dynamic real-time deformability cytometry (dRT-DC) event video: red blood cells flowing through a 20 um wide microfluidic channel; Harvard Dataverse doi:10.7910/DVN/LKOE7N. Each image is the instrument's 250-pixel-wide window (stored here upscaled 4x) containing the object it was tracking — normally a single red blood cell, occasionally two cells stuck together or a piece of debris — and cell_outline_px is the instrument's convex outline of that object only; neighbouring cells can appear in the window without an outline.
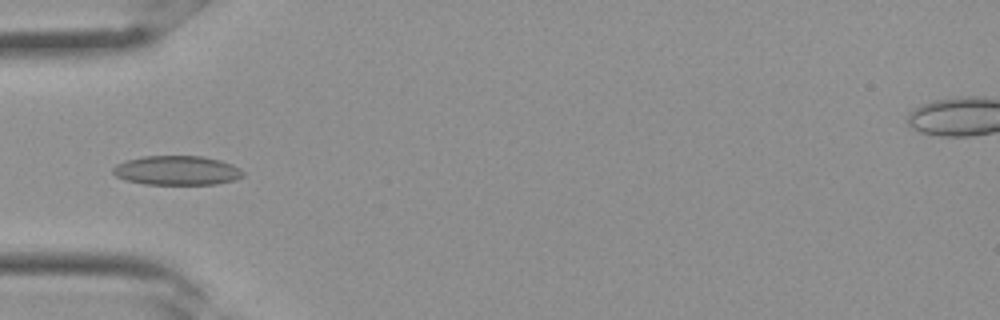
{"species": "Egyptian fruit bat (a non-hibernating species)", "species_latin": "Rousettus aegyptiacus", "temperature_condition": "room temperature", "stored_images_in_passage": 25, "camera_frame_rate_fps": 3000, "um_per_image_px": 0.085, "frame": {"image": 1, "passage_image": 5, "time_ms": 1.333, "image_size_px": [1000, 320], "cell_outline_px": [[244, 176], [236, 180], [216, 184], [144, 184], [124, 180], [116, 176], [112, 172], [112, 168], [116, 164], [124, 160], [144, 156], [204, 156], [220, 160], [232, 164], [240, 168], [244, 172]], "centroid_in_image_um": [15.04, 14.48], "position_along_channel_um": 70.0, "area_um2": 22.48}}
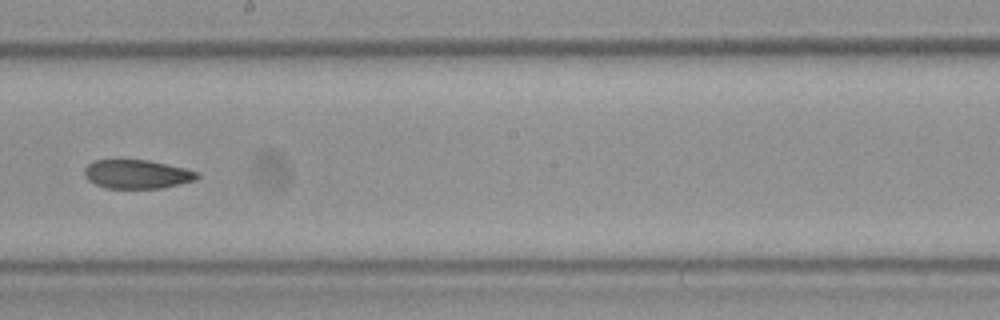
{"frame": {"image": 2, "passage_image": 13, "time_ms": 4.0, "image_size_px": [1000, 320], "cell_outline_px": [[200, 176], [196, 180], [164, 188], [104, 188], [88, 180], [84, 176], [84, 168], [92, 160], [148, 160], [184, 168], [200, 172]], "centroid_in_image_um": [11.65, 14.81], "position_along_channel_um": 236.6, "area_um2": 19.07}}
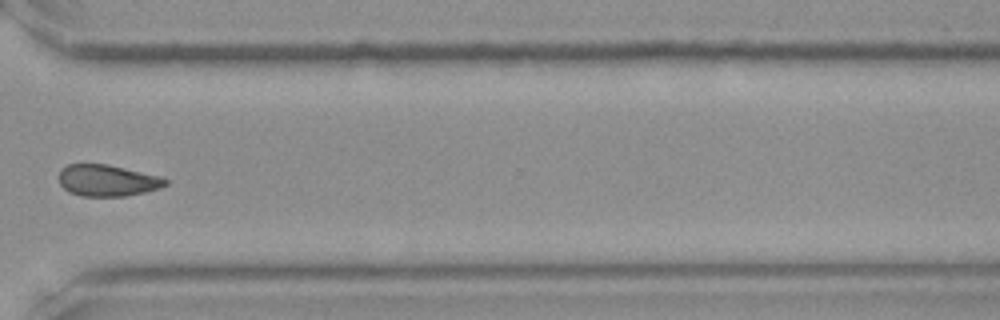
{"frame": {"image": 3, "passage_image": 19, "time_ms": 6.0, "image_size_px": [1000, 320], "cell_outline_px": [[168, 184], [160, 188], [144, 192], [124, 196], [80, 196], [68, 192], [60, 184], [60, 168], [68, 164], [108, 164], [160, 176], [168, 180]], "centroid_in_image_um": [9.12, 15.34], "position_along_channel_um": 361.5, "area_um2": 19.59}}